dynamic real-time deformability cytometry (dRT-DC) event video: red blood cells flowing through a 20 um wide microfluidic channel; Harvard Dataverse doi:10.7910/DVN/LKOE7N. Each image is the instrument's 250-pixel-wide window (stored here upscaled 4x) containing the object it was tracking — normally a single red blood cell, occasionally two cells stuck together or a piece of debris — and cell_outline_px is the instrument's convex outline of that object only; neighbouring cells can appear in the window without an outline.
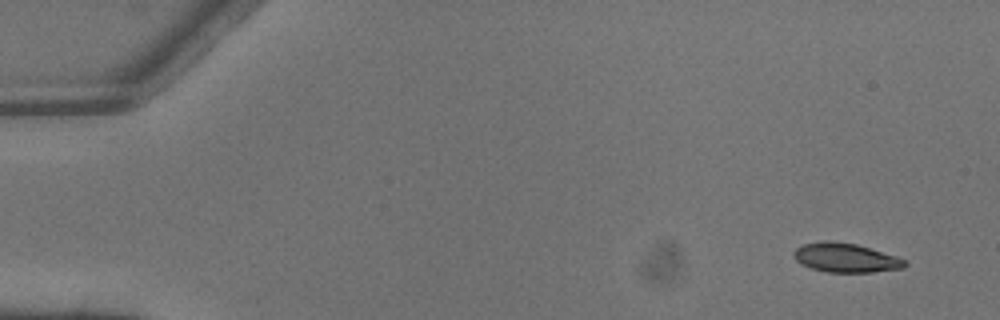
{"species": "common noctule bat (a hibernating species)", "species_latin": "Nyctalus noctula", "temperature_condition": "warm", "stored_images_in_passage": 3, "camera_frame_rate_fps": 3000, "um_per_image_px": 0.085, "animal": {"sex": "male", "body_mass_g": 13.3}, "frame": {"image": 1, "passage_image": 1, "time_ms": 0.0, "image_size_px": [1000, 320], "cell_outline_px": [[908, 264], [904, 268], [872, 272], [828, 272], [812, 268], [800, 264], [796, 260], [792, 252], [796, 248], [804, 244], [824, 240], [832, 240], [856, 244], [896, 256], [904, 260]], "centroid_in_image_um": [71.86, 21.9], "position_along_channel_um": 13.1, "area_um2": 18.84}}